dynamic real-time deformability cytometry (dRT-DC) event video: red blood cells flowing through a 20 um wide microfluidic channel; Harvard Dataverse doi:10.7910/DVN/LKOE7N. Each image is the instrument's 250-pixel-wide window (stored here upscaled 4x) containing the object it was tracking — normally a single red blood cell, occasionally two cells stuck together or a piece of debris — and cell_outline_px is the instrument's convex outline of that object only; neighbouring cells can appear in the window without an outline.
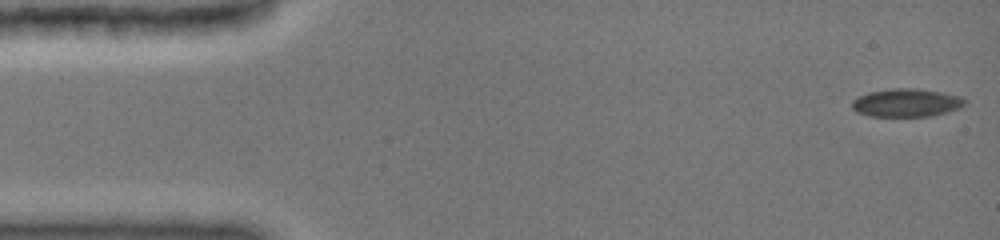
{"species": "common noctule bat (a hibernating species)", "species_latin": "Nyctalus noctula", "temperature_condition": "cold", "stored_images_in_passage": 31, "camera_frame_rate_fps": 3000, "um_per_image_px": 0.085, "animal": {"sex": "female", "body_mass_g": 19.0, "forearm_length_mm": 51.5}, "frame": {"image": 1, "passage_image": 1, "time_ms": 0.0, "image_size_px": [1000, 240], "cell_outline_px": [[964, 104], [960, 108], [948, 112], [932, 116], [868, 116], [856, 112], [852, 108], [852, 100], [868, 92], [892, 88], [912, 88], [940, 92], [956, 96], [964, 100]], "centroid_in_image_um": [76.99, 8.74], "position_along_channel_um": 8.0, "area_um2": 18.32}}
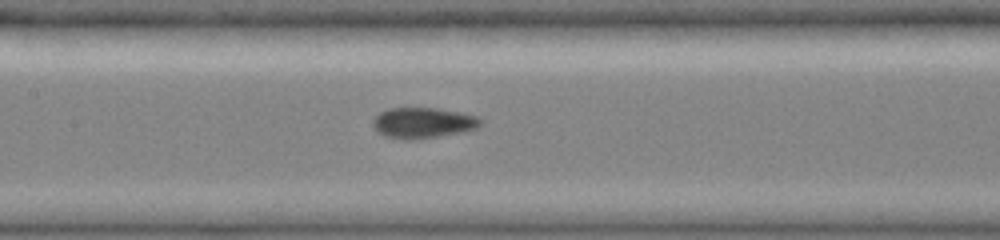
{"frame": {"image": 2, "passage_image": 14, "time_ms": 7.0, "image_size_px": [1000, 240], "cell_outline_px": [[480, 124], [476, 128], [460, 132], [412, 140], [404, 140], [384, 136], [372, 124], [372, 120], [380, 112], [392, 108], [436, 108], [460, 112], [476, 116], [480, 120]], "centroid_in_image_um": [35.92, 10.44], "position_along_channel_um": 171.5, "area_um2": 18.9}}
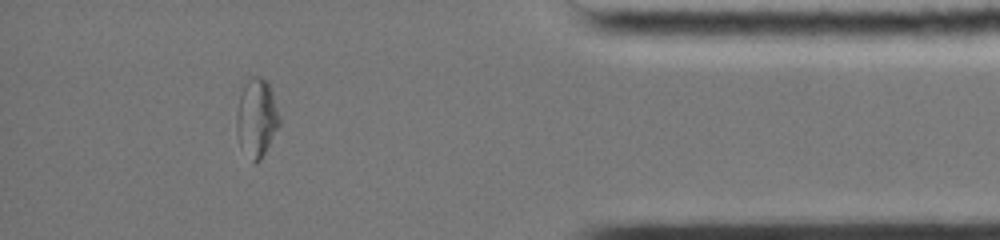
{"frame": {"image": 3, "passage_image": 27, "time_ms": 13.667, "image_size_px": [1000, 240], "cell_outline_px": [[280, 124], [260, 160], [256, 164], [252, 164], [240, 144], [236, 128], [236, 120], [240, 96], [248, 80], [252, 76], [260, 76], [268, 80], [280, 116]], "centroid_in_image_um": [21.83, 10.03], "position_along_channel_um": 413.4, "area_um2": 19.36}}